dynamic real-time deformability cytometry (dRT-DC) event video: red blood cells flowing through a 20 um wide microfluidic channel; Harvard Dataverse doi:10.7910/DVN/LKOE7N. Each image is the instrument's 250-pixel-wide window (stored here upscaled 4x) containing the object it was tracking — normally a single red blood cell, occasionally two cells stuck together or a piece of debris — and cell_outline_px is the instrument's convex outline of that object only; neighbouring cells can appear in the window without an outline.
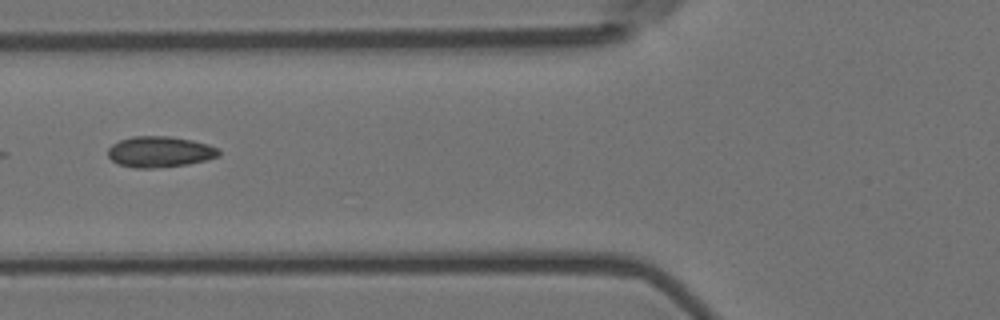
{"species": "Egyptian fruit bat (a non-hibernating species)", "species_latin": "Rousettus aegyptiacus", "temperature_condition": "room temperature", "stored_images_in_passage": 5, "camera_frame_rate_fps": 3000, "um_per_image_px": 0.085, "animal": {"sex": "female"}, "frame": {"image": 1, "passage_image": 3, "time_ms": 0.667, "image_size_px": [1000, 320], "cell_outline_px": [[220, 156], [188, 164], [152, 168], [132, 168], [120, 164], [112, 160], [108, 156], [108, 148], [112, 144], [120, 140], [132, 136], [168, 136], [192, 140], [208, 144], [216, 148], [220, 152]], "centroid_in_image_um": [13.56, 12.9], "position_along_channel_um": 112.2, "area_um2": 19.88}}
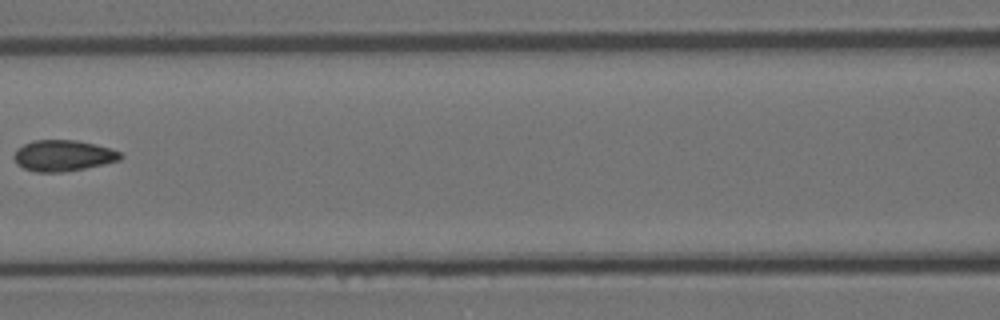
{"frame": {"image": 2, "passage_image": 4, "time_ms": 1.0, "image_size_px": [1000, 320], "cell_outline_px": [[124, 156], [120, 160], [104, 164], [84, 168], [60, 172], [36, 172], [24, 168], [16, 164], [12, 156], [16, 148], [32, 140], [76, 140], [112, 148], [120, 152]], "centroid_in_image_um": [5.34, 13.22], "position_along_channel_um": 161.3, "area_um2": 19.42}}
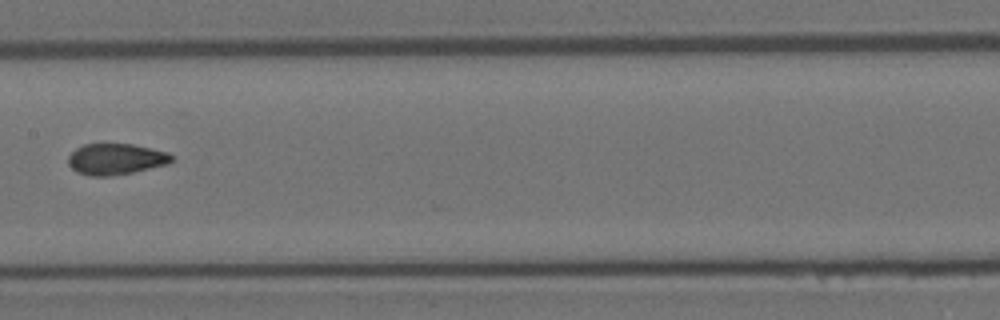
{"frame": {"image": 3, "passage_image": 5, "time_ms": 1.333, "image_size_px": [1000, 320], "cell_outline_px": [[176, 156], [168, 164], [132, 172], [108, 176], [88, 176], [76, 172], [68, 164], [68, 156], [76, 148], [84, 144], [132, 144], [152, 148], [168, 152]], "centroid_in_image_um": [9.85, 13.52], "position_along_channel_um": 197.6, "area_um2": 18.84}}